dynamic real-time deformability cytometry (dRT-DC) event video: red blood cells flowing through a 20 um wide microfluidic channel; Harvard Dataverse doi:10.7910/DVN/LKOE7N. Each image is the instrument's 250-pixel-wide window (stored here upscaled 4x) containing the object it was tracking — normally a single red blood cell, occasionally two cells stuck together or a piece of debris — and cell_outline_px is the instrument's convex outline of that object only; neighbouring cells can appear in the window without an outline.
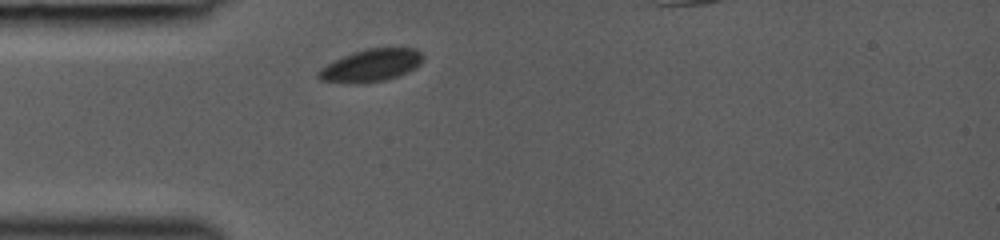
{"species": "common noctule bat (a hibernating species)", "species_latin": "Nyctalus noctula", "temperature_condition": "room temperature", "stored_images_in_passage": 28, "camera_frame_rate_fps": 3000, "um_per_image_px": 0.085, "animal": {"sex": "female", "body_mass_g": 19.0, "forearm_length_mm": 53.3}, "frame": {"image": 1, "passage_image": 1, "time_ms": 0.0, "image_size_px": [1000, 240], "cell_outline_px": [[424, 60], [416, 68], [408, 72], [384, 80], [364, 84], [344, 84], [320, 80], [316, 76], [316, 72], [320, 68], [344, 56], [368, 48], [416, 48], [424, 56]], "centroid_in_image_um": [31.54, 5.59], "position_along_channel_um": 53.5, "area_um2": 19.94}}
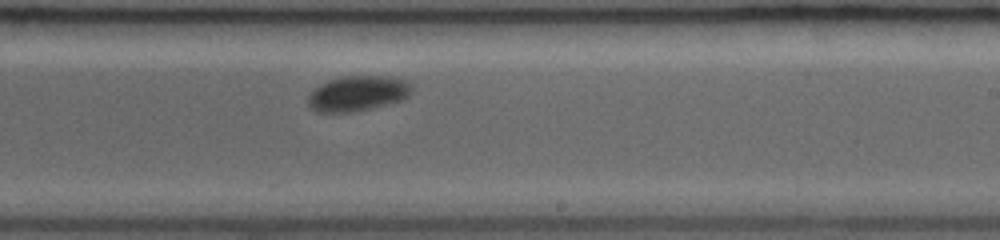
{"frame": {"image": 2, "passage_image": 16, "time_ms": 5.0, "image_size_px": [1000, 240], "cell_outline_px": [[412, 88], [408, 96], [400, 100], [352, 112], [316, 112], [308, 104], [308, 96], [320, 84], [328, 80], [344, 76], [380, 76], [404, 80], [412, 84]], "centroid_in_image_um": [30.37, 7.94], "position_along_channel_um": 258.6, "area_um2": 20.87}}
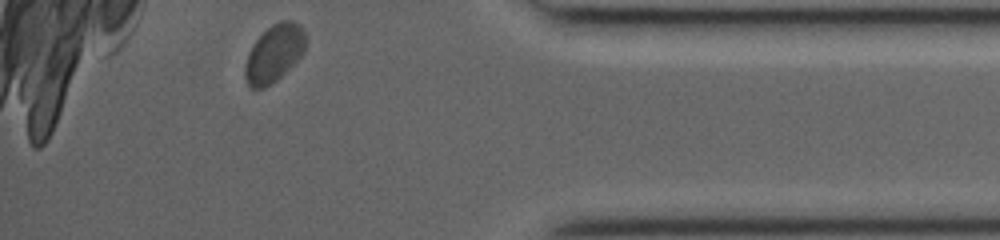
{"frame": {"image": 3, "passage_image": 28, "time_ms": 9.0, "image_size_px": [1000, 240], "cell_outline_px": [[304, 52], [276, 80], [264, 88], [252, 88], [248, 84], [244, 76], [244, 64], [248, 52], [252, 44], [272, 24], [280, 20], [292, 20], [300, 24], [304, 32]], "centroid_in_image_um": [23.27, 4.52], "position_along_channel_um": 411.9, "area_um2": 20.0}}